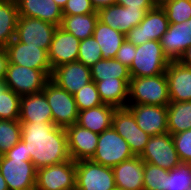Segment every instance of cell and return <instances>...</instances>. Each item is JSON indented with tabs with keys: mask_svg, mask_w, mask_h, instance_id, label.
<instances>
[{
	"mask_svg": "<svg viewBox=\"0 0 191 190\" xmlns=\"http://www.w3.org/2000/svg\"><path fill=\"white\" fill-rule=\"evenodd\" d=\"M169 20L166 13L160 5H157L150 11H147L144 19L128 33L125 38L135 46L155 40L160 41L163 34L168 30Z\"/></svg>",
	"mask_w": 191,
	"mask_h": 190,
	"instance_id": "obj_12",
	"label": "cell"
},
{
	"mask_svg": "<svg viewBox=\"0 0 191 190\" xmlns=\"http://www.w3.org/2000/svg\"><path fill=\"white\" fill-rule=\"evenodd\" d=\"M18 16L16 0H0V49L15 38Z\"/></svg>",
	"mask_w": 191,
	"mask_h": 190,
	"instance_id": "obj_28",
	"label": "cell"
},
{
	"mask_svg": "<svg viewBox=\"0 0 191 190\" xmlns=\"http://www.w3.org/2000/svg\"><path fill=\"white\" fill-rule=\"evenodd\" d=\"M167 124L171 135L191 129V101L170 102L167 106Z\"/></svg>",
	"mask_w": 191,
	"mask_h": 190,
	"instance_id": "obj_30",
	"label": "cell"
},
{
	"mask_svg": "<svg viewBox=\"0 0 191 190\" xmlns=\"http://www.w3.org/2000/svg\"><path fill=\"white\" fill-rule=\"evenodd\" d=\"M170 102L191 101V68L180 61H171L165 71Z\"/></svg>",
	"mask_w": 191,
	"mask_h": 190,
	"instance_id": "obj_21",
	"label": "cell"
},
{
	"mask_svg": "<svg viewBox=\"0 0 191 190\" xmlns=\"http://www.w3.org/2000/svg\"><path fill=\"white\" fill-rule=\"evenodd\" d=\"M116 4L133 9H153L157 6L152 0H116Z\"/></svg>",
	"mask_w": 191,
	"mask_h": 190,
	"instance_id": "obj_42",
	"label": "cell"
},
{
	"mask_svg": "<svg viewBox=\"0 0 191 190\" xmlns=\"http://www.w3.org/2000/svg\"><path fill=\"white\" fill-rule=\"evenodd\" d=\"M169 103L165 73L151 77H131L128 104L168 106Z\"/></svg>",
	"mask_w": 191,
	"mask_h": 190,
	"instance_id": "obj_2",
	"label": "cell"
},
{
	"mask_svg": "<svg viewBox=\"0 0 191 190\" xmlns=\"http://www.w3.org/2000/svg\"><path fill=\"white\" fill-rule=\"evenodd\" d=\"M79 45L78 38L58 26L48 50L52 70L59 65L77 61Z\"/></svg>",
	"mask_w": 191,
	"mask_h": 190,
	"instance_id": "obj_18",
	"label": "cell"
},
{
	"mask_svg": "<svg viewBox=\"0 0 191 190\" xmlns=\"http://www.w3.org/2000/svg\"><path fill=\"white\" fill-rule=\"evenodd\" d=\"M21 140L19 120L0 119V155H3Z\"/></svg>",
	"mask_w": 191,
	"mask_h": 190,
	"instance_id": "obj_33",
	"label": "cell"
},
{
	"mask_svg": "<svg viewBox=\"0 0 191 190\" xmlns=\"http://www.w3.org/2000/svg\"><path fill=\"white\" fill-rule=\"evenodd\" d=\"M78 111L98 107L103 104L94 81L82 87L74 94Z\"/></svg>",
	"mask_w": 191,
	"mask_h": 190,
	"instance_id": "obj_36",
	"label": "cell"
},
{
	"mask_svg": "<svg viewBox=\"0 0 191 190\" xmlns=\"http://www.w3.org/2000/svg\"><path fill=\"white\" fill-rule=\"evenodd\" d=\"M76 162L72 159L37 169L35 190H75Z\"/></svg>",
	"mask_w": 191,
	"mask_h": 190,
	"instance_id": "obj_7",
	"label": "cell"
},
{
	"mask_svg": "<svg viewBox=\"0 0 191 190\" xmlns=\"http://www.w3.org/2000/svg\"><path fill=\"white\" fill-rule=\"evenodd\" d=\"M57 27L37 18L18 16L15 39L48 52Z\"/></svg>",
	"mask_w": 191,
	"mask_h": 190,
	"instance_id": "obj_9",
	"label": "cell"
},
{
	"mask_svg": "<svg viewBox=\"0 0 191 190\" xmlns=\"http://www.w3.org/2000/svg\"><path fill=\"white\" fill-rule=\"evenodd\" d=\"M90 2L96 12L116 4V0H90Z\"/></svg>",
	"mask_w": 191,
	"mask_h": 190,
	"instance_id": "obj_44",
	"label": "cell"
},
{
	"mask_svg": "<svg viewBox=\"0 0 191 190\" xmlns=\"http://www.w3.org/2000/svg\"><path fill=\"white\" fill-rule=\"evenodd\" d=\"M133 157L126 140L111 127L99 134L96 151L90 160L104 166L114 167Z\"/></svg>",
	"mask_w": 191,
	"mask_h": 190,
	"instance_id": "obj_5",
	"label": "cell"
},
{
	"mask_svg": "<svg viewBox=\"0 0 191 190\" xmlns=\"http://www.w3.org/2000/svg\"><path fill=\"white\" fill-rule=\"evenodd\" d=\"M116 108L102 104L98 107L78 111L76 124L89 129L90 131L101 134L104 130L112 127V119Z\"/></svg>",
	"mask_w": 191,
	"mask_h": 190,
	"instance_id": "obj_26",
	"label": "cell"
},
{
	"mask_svg": "<svg viewBox=\"0 0 191 190\" xmlns=\"http://www.w3.org/2000/svg\"><path fill=\"white\" fill-rule=\"evenodd\" d=\"M18 15L33 17L60 26L62 9L54 0H16Z\"/></svg>",
	"mask_w": 191,
	"mask_h": 190,
	"instance_id": "obj_23",
	"label": "cell"
},
{
	"mask_svg": "<svg viewBox=\"0 0 191 190\" xmlns=\"http://www.w3.org/2000/svg\"><path fill=\"white\" fill-rule=\"evenodd\" d=\"M98 14L63 15L60 27L80 41L93 36Z\"/></svg>",
	"mask_w": 191,
	"mask_h": 190,
	"instance_id": "obj_29",
	"label": "cell"
},
{
	"mask_svg": "<svg viewBox=\"0 0 191 190\" xmlns=\"http://www.w3.org/2000/svg\"><path fill=\"white\" fill-rule=\"evenodd\" d=\"M50 105L53 122L57 127L66 129L75 124L78 118V109L74 95L59 87L49 79L42 91Z\"/></svg>",
	"mask_w": 191,
	"mask_h": 190,
	"instance_id": "obj_4",
	"label": "cell"
},
{
	"mask_svg": "<svg viewBox=\"0 0 191 190\" xmlns=\"http://www.w3.org/2000/svg\"><path fill=\"white\" fill-rule=\"evenodd\" d=\"M112 127L128 143L134 156H140L150 139L136 123L132 112L127 108H116Z\"/></svg>",
	"mask_w": 191,
	"mask_h": 190,
	"instance_id": "obj_14",
	"label": "cell"
},
{
	"mask_svg": "<svg viewBox=\"0 0 191 190\" xmlns=\"http://www.w3.org/2000/svg\"><path fill=\"white\" fill-rule=\"evenodd\" d=\"M8 64L26 66L31 69L41 70L49 79L52 68L48 60V52L44 49L29 46L17 41L15 38L4 48Z\"/></svg>",
	"mask_w": 191,
	"mask_h": 190,
	"instance_id": "obj_13",
	"label": "cell"
},
{
	"mask_svg": "<svg viewBox=\"0 0 191 190\" xmlns=\"http://www.w3.org/2000/svg\"><path fill=\"white\" fill-rule=\"evenodd\" d=\"M178 61H180L183 65L191 68V46L186 49L185 53Z\"/></svg>",
	"mask_w": 191,
	"mask_h": 190,
	"instance_id": "obj_46",
	"label": "cell"
},
{
	"mask_svg": "<svg viewBox=\"0 0 191 190\" xmlns=\"http://www.w3.org/2000/svg\"><path fill=\"white\" fill-rule=\"evenodd\" d=\"M19 122H53L52 111L43 92L21 96Z\"/></svg>",
	"mask_w": 191,
	"mask_h": 190,
	"instance_id": "obj_24",
	"label": "cell"
},
{
	"mask_svg": "<svg viewBox=\"0 0 191 190\" xmlns=\"http://www.w3.org/2000/svg\"><path fill=\"white\" fill-rule=\"evenodd\" d=\"M160 6L171 24L183 23L191 18V0H165Z\"/></svg>",
	"mask_w": 191,
	"mask_h": 190,
	"instance_id": "obj_35",
	"label": "cell"
},
{
	"mask_svg": "<svg viewBox=\"0 0 191 190\" xmlns=\"http://www.w3.org/2000/svg\"><path fill=\"white\" fill-rule=\"evenodd\" d=\"M6 158H31L30 153H27L26 144L20 140L11 149L3 154Z\"/></svg>",
	"mask_w": 191,
	"mask_h": 190,
	"instance_id": "obj_43",
	"label": "cell"
},
{
	"mask_svg": "<svg viewBox=\"0 0 191 190\" xmlns=\"http://www.w3.org/2000/svg\"><path fill=\"white\" fill-rule=\"evenodd\" d=\"M171 61L166 57L160 41L150 40L136 46V54L129 73L131 77H151L165 73Z\"/></svg>",
	"mask_w": 191,
	"mask_h": 190,
	"instance_id": "obj_3",
	"label": "cell"
},
{
	"mask_svg": "<svg viewBox=\"0 0 191 190\" xmlns=\"http://www.w3.org/2000/svg\"><path fill=\"white\" fill-rule=\"evenodd\" d=\"M150 10L152 9H133L113 4L101 9L97 14L100 22L126 34L137 26L144 19L146 12Z\"/></svg>",
	"mask_w": 191,
	"mask_h": 190,
	"instance_id": "obj_17",
	"label": "cell"
},
{
	"mask_svg": "<svg viewBox=\"0 0 191 190\" xmlns=\"http://www.w3.org/2000/svg\"><path fill=\"white\" fill-rule=\"evenodd\" d=\"M127 108L135 117L137 125L148 135L168 132L167 106L128 104Z\"/></svg>",
	"mask_w": 191,
	"mask_h": 190,
	"instance_id": "obj_15",
	"label": "cell"
},
{
	"mask_svg": "<svg viewBox=\"0 0 191 190\" xmlns=\"http://www.w3.org/2000/svg\"><path fill=\"white\" fill-rule=\"evenodd\" d=\"M191 186V163H180L166 174L165 189L186 190Z\"/></svg>",
	"mask_w": 191,
	"mask_h": 190,
	"instance_id": "obj_34",
	"label": "cell"
},
{
	"mask_svg": "<svg viewBox=\"0 0 191 190\" xmlns=\"http://www.w3.org/2000/svg\"><path fill=\"white\" fill-rule=\"evenodd\" d=\"M48 80L41 70L15 64L7 65L4 78L7 87L20 96L42 92Z\"/></svg>",
	"mask_w": 191,
	"mask_h": 190,
	"instance_id": "obj_11",
	"label": "cell"
},
{
	"mask_svg": "<svg viewBox=\"0 0 191 190\" xmlns=\"http://www.w3.org/2000/svg\"><path fill=\"white\" fill-rule=\"evenodd\" d=\"M136 54V46L125 40L119 50L117 51L115 59L125 65L127 68L131 67L132 61Z\"/></svg>",
	"mask_w": 191,
	"mask_h": 190,
	"instance_id": "obj_41",
	"label": "cell"
},
{
	"mask_svg": "<svg viewBox=\"0 0 191 190\" xmlns=\"http://www.w3.org/2000/svg\"><path fill=\"white\" fill-rule=\"evenodd\" d=\"M8 65V57L4 49H0V80H4Z\"/></svg>",
	"mask_w": 191,
	"mask_h": 190,
	"instance_id": "obj_45",
	"label": "cell"
},
{
	"mask_svg": "<svg viewBox=\"0 0 191 190\" xmlns=\"http://www.w3.org/2000/svg\"><path fill=\"white\" fill-rule=\"evenodd\" d=\"M21 140L32 163L41 168L70 160L66 129L54 122H20Z\"/></svg>",
	"mask_w": 191,
	"mask_h": 190,
	"instance_id": "obj_1",
	"label": "cell"
},
{
	"mask_svg": "<svg viewBox=\"0 0 191 190\" xmlns=\"http://www.w3.org/2000/svg\"><path fill=\"white\" fill-rule=\"evenodd\" d=\"M116 188L112 167L91 160L76 162L75 190H114Z\"/></svg>",
	"mask_w": 191,
	"mask_h": 190,
	"instance_id": "obj_8",
	"label": "cell"
},
{
	"mask_svg": "<svg viewBox=\"0 0 191 190\" xmlns=\"http://www.w3.org/2000/svg\"><path fill=\"white\" fill-rule=\"evenodd\" d=\"M21 96L0 80V119L19 120Z\"/></svg>",
	"mask_w": 191,
	"mask_h": 190,
	"instance_id": "obj_32",
	"label": "cell"
},
{
	"mask_svg": "<svg viewBox=\"0 0 191 190\" xmlns=\"http://www.w3.org/2000/svg\"><path fill=\"white\" fill-rule=\"evenodd\" d=\"M97 13L90 0H68L62 9V15H81Z\"/></svg>",
	"mask_w": 191,
	"mask_h": 190,
	"instance_id": "obj_40",
	"label": "cell"
},
{
	"mask_svg": "<svg viewBox=\"0 0 191 190\" xmlns=\"http://www.w3.org/2000/svg\"><path fill=\"white\" fill-rule=\"evenodd\" d=\"M50 79L74 95L82 87L92 82L91 69L79 61H73L54 68Z\"/></svg>",
	"mask_w": 191,
	"mask_h": 190,
	"instance_id": "obj_16",
	"label": "cell"
},
{
	"mask_svg": "<svg viewBox=\"0 0 191 190\" xmlns=\"http://www.w3.org/2000/svg\"><path fill=\"white\" fill-rule=\"evenodd\" d=\"M54 1H55V3H56L61 9H63L64 6H65V4H66V2H67L68 0H54Z\"/></svg>",
	"mask_w": 191,
	"mask_h": 190,
	"instance_id": "obj_48",
	"label": "cell"
},
{
	"mask_svg": "<svg viewBox=\"0 0 191 190\" xmlns=\"http://www.w3.org/2000/svg\"><path fill=\"white\" fill-rule=\"evenodd\" d=\"M156 5H161L165 0H152Z\"/></svg>",
	"mask_w": 191,
	"mask_h": 190,
	"instance_id": "obj_49",
	"label": "cell"
},
{
	"mask_svg": "<svg viewBox=\"0 0 191 190\" xmlns=\"http://www.w3.org/2000/svg\"><path fill=\"white\" fill-rule=\"evenodd\" d=\"M102 58L100 45L93 36L80 41L77 61L87 67H92Z\"/></svg>",
	"mask_w": 191,
	"mask_h": 190,
	"instance_id": "obj_37",
	"label": "cell"
},
{
	"mask_svg": "<svg viewBox=\"0 0 191 190\" xmlns=\"http://www.w3.org/2000/svg\"><path fill=\"white\" fill-rule=\"evenodd\" d=\"M163 52L170 61H178L191 46V18L183 23H169L160 39Z\"/></svg>",
	"mask_w": 191,
	"mask_h": 190,
	"instance_id": "obj_20",
	"label": "cell"
},
{
	"mask_svg": "<svg viewBox=\"0 0 191 190\" xmlns=\"http://www.w3.org/2000/svg\"><path fill=\"white\" fill-rule=\"evenodd\" d=\"M0 173L9 190H35L37 168L31 158L0 155Z\"/></svg>",
	"mask_w": 191,
	"mask_h": 190,
	"instance_id": "obj_6",
	"label": "cell"
},
{
	"mask_svg": "<svg viewBox=\"0 0 191 190\" xmlns=\"http://www.w3.org/2000/svg\"><path fill=\"white\" fill-rule=\"evenodd\" d=\"M144 162L168 171L181 163L170 133L151 136L142 154Z\"/></svg>",
	"mask_w": 191,
	"mask_h": 190,
	"instance_id": "obj_10",
	"label": "cell"
},
{
	"mask_svg": "<svg viewBox=\"0 0 191 190\" xmlns=\"http://www.w3.org/2000/svg\"><path fill=\"white\" fill-rule=\"evenodd\" d=\"M91 69L92 81L115 80V78H131L129 68L112 59H101Z\"/></svg>",
	"mask_w": 191,
	"mask_h": 190,
	"instance_id": "obj_31",
	"label": "cell"
},
{
	"mask_svg": "<svg viewBox=\"0 0 191 190\" xmlns=\"http://www.w3.org/2000/svg\"><path fill=\"white\" fill-rule=\"evenodd\" d=\"M116 188L143 190L144 161L139 156L122 161L112 167Z\"/></svg>",
	"mask_w": 191,
	"mask_h": 190,
	"instance_id": "obj_22",
	"label": "cell"
},
{
	"mask_svg": "<svg viewBox=\"0 0 191 190\" xmlns=\"http://www.w3.org/2000/svg\"><path fill=\"white\" fill-rule=\"evenodd\" d=\"M168 170L144 162L143 190L165 189Z\"/></svg>",
	"mask_w": 191,
	"mask_h": 190,
	"instance_id": "obj_38",
	"label": "cell"
},
{
	"mask_svg": "<svg viewBox=\"0 0 191 190\" xmlns=\"http://www.w3.org/2000/svg\"><path fill=\"white\" fill-rule=\"evenodd\" d=\"M93 37L100 45L103 59H112L116 57L117 51L126 40L125 34L119 30H114L110 26L100 22L96 23Z\"/></svg>",
	"mask_w": 191,
	"mask_h": 190,
	"instance_id": "obj_27",
	"label": "cell"
},
{
	"mask_svg": "<svg viewBox=\"0 0 191 190\" xmlns=\"http://www.w3.org/2000/svg\"><path fill=\"white\" fill-rule=\"evenodd\" d=\"M0 190H9L6 181L4 180V177L0 173Z\"/></svg>",
	"mask_w": 191,
	"mask_h": 190,
	"instance_id": "obj_47",
	"label": "cell"
},
{
	"mask_svg": "<svg viewBox=\"0 0 191 190\" xmlns=\"http://www.w3.org/2000/svg\"><path fill=\"white\" fill-rule=\"evenodd\" d=\"M131 78L94 81L103 104L115 108H124L129 100V83Z\"/></svg>",
	"mask_w": 191,
	"mask_h": 190,
	"instance_id": "obj_25",
	"label": "cell"
},
{
	"mask_svg": "<svg viewBox=\"0 0 191 190\" xmlns=\"http://www.w3.org/2000/svg\"><path fill=\"white\" fill-rule=\"evenodd\" d=\"M66 133L70 158L75 162L90 160L96 151L99 134L76 123L67 127Z\"/></svg>",
	"mask_w": 191,
	"mask_h": 190,
	"instance_id": "obj_19",
	"label": "cell"
},
{
	"mask_svg": "<svg viewBox=\"0 0 191 190\" xmlns=\"http://www.w3.org/2000/svg\"><path fill=\"white\" fill-rule=\"evenodd\" d=\"M171 136L181 163H191V129Z\"/></svg>",
	"mask_w": 191,
	"mask_h": 190,
	"instance_id": "obj_39",
	"label": "cell"
}]
</instances>
